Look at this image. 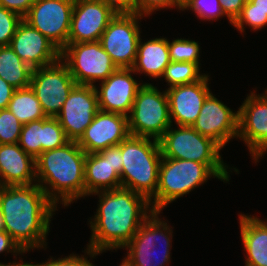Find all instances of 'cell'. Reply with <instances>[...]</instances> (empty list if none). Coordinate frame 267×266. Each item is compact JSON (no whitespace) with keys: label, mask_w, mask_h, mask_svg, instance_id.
Wrapping results in <instances>:
<instances>
[{"label":"cell","mask_w":267,"mask_h":266,"mask_svg":"<svg viewBox=\"0 0 267 266\" xmlns=\"http://www.w3.org/2000/svg\"><path fill=\"white\" fill-rule=\"evenodd\" d=\"M92 195H97L99 204L96 213L88 219L91 234L86 248L100 255L123 249L154 212L146 197L122 187L89 196Z\"/></svg>","instance_id":"cell-1"},{"label":"cell","mask_w":267,"mask_h":266,"mask_svg":"<svg viewBox=\"0 0 267 266\" xmlns=\"http://www.w3.org/2000/svg\"><path fill=\"white\" fill-rule=\"evenodd\" d=\"M0 209L4 230L26 254L47 248L50 223L58 208L37 183L0 188Z\"/></svg>","instance_id":"cell-2"},{"label":"cell","mask_w":267,"mask_h":266,"mask_svg":"<svg viewBox=\"0 0 267 266\" xmlns=\"http://www.w3.org/2000/svg\"><path fill=\"white\" fill-rule=\"evenodd\" d=\"M85 151L77 141L42 152L35 159L36 183L58 208L85 197Z\"/></svg>","instance_id":"cell-3"},{"label":"cell","mask_w":267,"mask_h":266,"mask_svg":"<svg viewBox=\"0 0 267 266\" xmlns=\"http://www.w3.org/2000/svg\"><path fill=\"white\" fill-rule=\"evenodd\" d=\"M230 169V170H229ZM239 174V169L227 164H204L191 160L162 157L159 165L158 188L150 200L153 211L162 212L170 203L176 202L195 188L211 179L228 183L230 173Z\"/></svg>","instance_id":"cell-4"},{"label":"cell","mask_w":267,"mask_h":266,"mask_svg":"<svg viewBox=\"0 0 267 266\" xmlns=\"http://www.w3.org/2000/svg\"><path fill=\"white\" fill-rule=\"evenodd\" d=\"M121 153V187L143 195L150 201L158 188L162 159L159 141L130 135L121 142Z\"/></svg>","instance_id":"cell-5"},{"label":"cell","mask_w":267,"mask_h":266,"mask_svg":"<svg viewBox=\"0 0 267 266\" xmlns=\"http://www.w3.org/2000/svg\"><path fill=\"white\" fill-rule=\"evenodd\" d=\"M160 213L154 211L123 248L134 266H168L171 261L173 227Z\"/></svg>","instance_id":"cell-6"},{"label":"cell","mask_w":267,"mask_h":266,"mask_svg":"<svg viewBox=\"0 0 267 266\" xmlns=\"http://www.w3.org/2000/svg\"><path fill=\"white\" fill-rule=\"evenodd\" d=\"M128 123L132 136L159 140L172 125L165 89L161 92L153 83L145 82L137 92Z\"/></svg>","instance_id":"cell-7"},{"label":"cell","mask_w":267,"mask_h":266,"mask_svg":"<svg viewBox=\"0 0 267 266\" xmlns=\"http://www.w3.org/2000/svg\"><path fill=\"white\" fill-rule=\"evenodd\" d=\"M173 126L158 140L162 157L204 164H227L220 154L223 148L213 139L201 135L192 126Z\"/></svg>","instance_id":"cell-8"},{"label":"cell","mask_w":267,"mask_h":266,"mask_svg":"<svg viewBox=\"0 0 267 266\" xmlns=\"http://www.w3.org/2000/svg\"><path fill=\"white\" fill-rule=\"evenodd\" d=\"M76 84L95 86L106 80L118 67L100 41L68 43L60 52Z\"/></svg>","instance_id":"cell-9"},{"label":"cell","mask_w":267,"mask_h":266,"mask_svg":"<svg viewBox=\"0 0 267 266\" xmlns=\"http://www.w3.org/2000/svg\"><path fill=\"white\" fill-rule=\"evenodd\" d=\"M237 139L244 142L253 163L267 154V88L261 94L250 90L238 108Z\"/></svg>","instance_id":"cell-10"},{"label":"cell","mask_w":267,"mask_h":266,"mask_svg":"<svg viewBox=\"0 0 267 266\" xmlns=\"http://www.w3.org/2000/svg\"><path fill=\"white\" fill-rule=\"evenodd\" d=\"M139 14H116L102 33L100 43L118 68H131L141 36ZM140 22V23H139Z\"/></svg>","instance_id":"cell-11"},{"label":"cell","mask_w":267,"mask_h":266,"mask_svg":"<svg viewBox=\"0 0 267 266\" xmlns=\"http://www.w3.org/2000/svg\"><path fill=\"white\" fill-rule=\"evenodd\" d=\"M75 85L74 78L61 59L32 71L30 87L47 117L57 116Z\"/></svg>","instance_id":"cell-12"},{"label":"cell","mask_w":267,"mask_h":266,"mask_svg":"<svg viewBox=\"0 0 267 266\" xmlns=\"http://www.w3.org/2000/svg\"><path fill=\"white\" fill-rule=\"evenodd\" d=\"M75 0H35L23 18L60 51L68 44Z\"/></svg>","instance_id":"cell-13"},{"label":"cell","mask_w":267,"mask_h":266,"mask_svg":"<svg viewBox=\"0 0 267 266\" xmlns=\"http://www.w3.org/2000/svg\"><path fill=\"white\" fill-rule=\"evenodd\" d=\"M99 111L96 89L76 84L55 117L70 141H78Z\"/></svg>","instance_id":"cell-14"},{"label":"cell","mask_w":267,"mask_h":266,"mask_svg":"<svg viewBox=\"0 0 267 266\" xmlns=\"http://www.w3.org/2000/svg\"><path fill=\"white\" fill-rule=\"evenodd\" d=\"M131 68H118L95 85L99 110L129 116L138 90L144 85ZM134 75V76H133ZM99 85V86H98Z\"/></svg>","instance_id":"cell-15"},{"label":"cell","mask_w":267,"mask_h":266,"mask_svg":"<svg viewBox=\"0 0 267 266\" xmlns=\"http://www.w3.org/2000/svg\"><path fill=\"white\" fill-rule=\"evenodd\" d=\"M192 127L225 148L232 139L238 137V110L230 109L211 92Z\"/></svg>","instance_id":"cell-16"},{"label":"cell","mask_w":267,"mask_h":266,"mask_svg":"<svg viewBox=\"0 0 267 266\" xmlns=\"http://www.w3.org/2000/svg\"><path fill=\"white\" fill-rule=\"evenodd\" d=\"M116 14L102 0H75L68 43L99 41Z\"/></svg>","instance_id":"cell-17"},{"label":"cell","mask_w":267,"mask_h":266,"mask_svg":"<svg viewBox=\"0 0 267 266\" xmlns=\"http://www.w3.org/2000/svg\"><path fill=\"white\" fill-rule=\"evenodd\" d=\"M130 135L127 116L99 110L77 143L91 154L119 145Z\"/></svg>","instance_id":"cell-18"},{"label":"cell","mask_w":267,"mask_h":266,"mask_svg":"<svg viewBox=\"0 0 267 266\" xmlns=\"http://www.w3.org/2000/svg\"><path fill=\"white\" fill-rule=\"evenodd\" d=\"M211 75L190 84L177 85L165 89L169 102L171 123L178 126H192L203 103L212 92L208 82Z\"/></svg>","instance_id":"cell-19"},{"label":"cell","mask_w":267,"mask_h":266,"mask_svg":"<svg viewBox=\"0 0 267 266\" xmlns=\"http://www.w3.org/2000/svg\"><path fill=\"white\" fill-rule=\"evenodd\" d=\"M10 47L32 69L48 66L60 59V50L24 19L11 39Z\"/></svg>","instance_id":"cell-20"},{"label":"cell","mask_w":267,"mask_h":266,"mask_svg":"<svg viewBox=\"0 0 267 266\" xmlns=\"http://www.w3.org/2000/svg\"><path fill=\"white\" fill-rule=\"evenodd\" d=\"M0 177L3 186L36 184L35 159L18 143L0 144Z\"/></svg>","instance_id":"cell-21"},{"label":"cell","mask_w":267,"mask_h":266,"mask_svg":"<svg viewBox=\"0 0 267 266\" xmlns=\"http://www.w3.org/2000/svg\"><path fill=\"white\" fill-rule=\"evenodd\" d=\"M245 266H267V219L257 215H238Z\"/></svg>","instance_id":"cell-22"},{"label":"cell","mask_w":267,"mask_h":266,"mask_svg":"<svg viewBox=\"0 0 267 266\" xmlns=\"http://www.w3.org/2000/svg\"><path fill=\"white\" fill-rule=\"evenodd\" d=\"M84 176L86 197L98 191L121 188L120 175L111 163V147L86 154Z\"/></svg>","instance_id":"cell-23"},{"label":"cell","mask_w":267,"mask_h":266,"mask_svg":"<svg viewBox=\"0 0 267 266\" xmlns=\"http://www.w3.org/2000/svg\"><path fill=\"white\" fill-rule=\"evenodd\" d=\"M170 62L168 39L166 37L160 36L159 38L147 39L146 42H143L140 37L137 55L131 69L136 75L145 74L146 77L149 76L150 79L154 78L157 80V78L161 79L165 68Z\"/></svg>","instance_id":"cell-24"},{"label":"cell","mask_w":267,"mask_h":266,"mask_svg":"<svg viewBox=\"0 0 267 266\" xmlns=\"http://www.w3.org/2000/svg\"><path fill=\"white\" fill-rule=\"evenodd\" d=\"M33 69L8 46H0V77L14 88L30 86Z\"/></svg>","instance_id":"cell-25"},{"label":"cell","mask_w":267,"mask_h":266,"mask_svg":"<svg viewBox=\"0 0 267 266\" xmlns=\"http://www.w3.org/2000/svg\"><path fill=\"white\" fill-rule=\"evenodd\" d=\"M8 109L23 125L47 117L30 86L14 91Z\"/></svg>","instance_id":"cell-26"},{"label":"cell","mask_w":267,"mask_h":266,"mask_svg":"<svg viewBox=\"0 0 267 266\" xmlns=\"http://www.w3.org/2000/svg\"><path fill=\"white\" fill-rule=\"evenodd\" d=\"M239 33H244L246 26L259 31L267 26V0H246L240 15L232 23Z\"/></svg>","instance_id":"cell-27"},{"label":"cell","mask_w":267,"mask_h":266,"mask_svg":"<svg viewBox=\"0 0 267 266\" xmlns=\"http://www.w3.org/2000/svg\"><path fill=\"white\" fill-rule=\"evenodd\" d=\"M201 66L191 62L171 61L165 68L161 78L168 84L167 88L184 85L201 80L206 74L200 72Z\"/></svg>","instance_id":"cell-28"},{"label":"cell","mask_w":267,"mask_h":266,"mask_svg":"<svg viewBox=\"0 0 267 266\" xmlns=\"http://www.w3.org/2000/svg\"><path fill=\"white\" fill-rule=\"evenodd\" d=\"M199 44L198 41L186 38H173L171 42L168 39V49L171 61L191 62L200 66L201 47Z\"/></svg>","instance_id":"cell-29"},{"label":"cell","mask_w":267,"mask_h":266,"mask_svg":"<svg viewBox=\"0 0 267 266\" xmlns=\"http://www.w3.org/2000/svg\"><path fill=\"white\" fill-rule=\"evenodd\" d=\"M41 143H43V119L24 124L18 145L36 159L41 154Z\"/></svg>","instance_id":"cell-30"},{"label":"cell","mask_w":267,"mask_h":266,"mask_svg":"<svg viewBox=\"0 0 267 266\" xmlns=\"http://www.w3.org/2000/svg\"><path fill=\"white\" fill-rule=\"evenodd\" d=\"M189 10L200 19V21H218L226 17L222 11L220 0H186L181 5L180 11Z\"/></svg>","instance_id":"cell-31"},{"label":"cell","mask_w":267,"mask_h":266,"mask_svg":"<svg viewBox=\"0 0 267 266\" xmlns=\"http://www.w3.org/2000/svg\"><path fill=\"white\" fill-rule=\"evenodd\" d=\"M70 140L55 117L43 118V143L41 153L64 146Z\"/></svg>","instance_id":"cell-32"},{"label":"cell","mask_w":267,"mask_h":266,"mask_svg":"<svg viewBox=\"0 0 267 266\" xmlns=\"http://www.w3.org/2000/svg\"><path fill=\"white\" fill-rule=\"evenodd\" d=\"M23 124L7 109H0V144L18 143Z\"/></svg>","instance_id":"cell-33"},{"label":"cell","mask_w":267,"mask_h":266,"mask_svg":"<svg viewBox=\"0 0 267 266\" xmlns=\"http://www.w3.org/2000/svg\"><path fill=\"white\" fill-rule=\"evenodd\" d=\"M84 255L83 254H74L71 253L68 256L65 257H49L46 262L42 263H34V266H95L92 262L91 259H95L96 256L99 254L90 250L89 248L84 249ZM88 257L90 258L88 260Z\"/></svg>","instance_id":"cell-34"},{"label":"cell","mask_w":267,"mask_h":266,"mask_svg":"<svg viewBox=\"0 0 267 266\" xmlns=\"http://www.w3.org/2000/svg\"><path fill=\"white\" fill-rule=\"evenodd\" d=\"M22 20L23 18L19 14L0 6V46L10 45Z\"/></svg>","instance_id":"cell-35"},{"label":"cell","mask_w":267,"mask_h":266,"mask_svg":"<svg viewBox=\"0 0 267 266\" xmlns=\"http://www.w3.org/2000/svg\"><path fill=\"white\" fill-rule=\"evenodd\" d=\"M178 8L181 10V5L176 0H137V14L150 17L156 11L163 9Z\"/></svg>","instance_id":"cell-36"},{"label":"cell","mask_w":267,"mask_h":266,"mask_svg":"<svg viewBox=\"0 0 267 266\" xmlns=\"http://www.w3.org/2000/svg\"><path fill=\"white\" fill-rule=\"evenodd\" d=\"M1 253H11V255H13V257L15 258L14 260L17 261V256H19V258H22L20 257V255H24L25 252L5 230H2L0 231V254ZM0 264H3V262H0Z\"/></svg>","instance_id":"cell-37"},{"label":"cell","mask_w":267,"mask_h":266,"mask_svg":"<svg viewBox=\"0 0 267 266\" xmlns=\"http://www.w3.org/2000/svg\"><path fill=\"white\" fill-rule=\"evenodd\" d=\"M246 0H220L222 11L224 12L230 25L240 15Z\"/></svg>","instance_id":"cell-38"},{"label":"cell","mask_w":267,"mask_h":266,"mask_svg":"<svg viewBox=\"0 0 267 266\" xmlns=\"http://www.w3.org/2000/svg\"><path fill=\"white\" fill-rule=\"evenodd\" d=\"M117 14H137V0H102Z\"/></svg>","instance_id":"cell-39"},{"label":"cell","mask_w":267,"mask_h":266,"mask_svg":"<svg viewBox=\"0 0 267 266\" xmlns=\"http://www.w3.org/2000/svg\"><path fill=\"white\" fill-rule=\"evenodd\" d=\"M35 0H0V6L13 11L24 18Z\"/></svg>","instance_id":"cell-40"},{"label":"cell","mask_w":267,"mask_h":266,"mask_svg":"<svg viewBox=\"0 0 267 266\" xmlns=\"http://www.w3.org/2000/svg\"><path fill=\"white\" fill-rule=\"evenodd\" d=\"M16 88L0 77V109H7Z\"/></svg>","instance_id":"cell-41"},{"label":"cell","mask_w":267,"mask_h":266,"mask_svg":"<svg viewBox=\"0 0 267 266\" xmlns=\"http://www.w3.org/2000/svg\"><path fill=\"white\" fill-rule=\"evenodd\" d=\"M111 163L114 170L121 175L123 168L121 143L116 146H111Z\"/></svg>","instance_id":"cell-42"},{"label":"cell","mask_w":267,"mask_h":266,"mask_svg":"<svg viewBox=\"0 0 267 266\" xmlns=\"http://www.w3.org/2000/svg\"><path fill=\"white\" fill-rule=\"evenodd\" d=\"M20 262H17V261H13V262H9V263H3V264H0V266H34V263L33 262H23V259L20 258L18 259Z\"/></svg>","instance_id":"cell-43"},{"label":"cell","mask_w":267,"mask_h":266,"mask_svg":"<svg viewBox=\"0 0 267 266\" xmlns=\"http://www.w3.org/2000/svg\"><path fill=\"white\" fill-rule=\"evenodd\" d=\"M119 266H134L133 262L128 258L127 255L123 257Z\"/></svg>","instance_id":"cell-44"},{"label":"cell","mask_w":267,"mask_h":266,"mask_svg":"<svg viewBox=\"0 0 267 266\" xmlns=\"http://www.w3.org/2000/svg\"><path fill=\"white\" fill-rule=\"evenodd\" d=\"M4 230V219H3V214L0 209V231Z\"/></svg>","instance_id":"cell-45"},{"label":"cell","mask_w":267,"mask_h":266,"mask_svg":"<svg viewBox=\"0 0 267 266\" xmlns=\"http://www.w3.org/2000/svg\"><path fill=\"white\" fill-rule=\"evenodd\" d=\"M180 5H182L186 0H176Z\"/></svg>","instance_id":"cell-46"},{"label":"cell","mask_w":267,"mask_h":266,"mask_svg":"<svg viewBox=\"0 0 267 266\" xmlns=\"http://www.w3.org/2000/svg\"><path fill=\"white\" fill-rule=\"evenodd\" d=\"M3 187V184H2V180H1V177H0V188Z\"/></svg>","instance_id":"cell-47"}]
</instances>
